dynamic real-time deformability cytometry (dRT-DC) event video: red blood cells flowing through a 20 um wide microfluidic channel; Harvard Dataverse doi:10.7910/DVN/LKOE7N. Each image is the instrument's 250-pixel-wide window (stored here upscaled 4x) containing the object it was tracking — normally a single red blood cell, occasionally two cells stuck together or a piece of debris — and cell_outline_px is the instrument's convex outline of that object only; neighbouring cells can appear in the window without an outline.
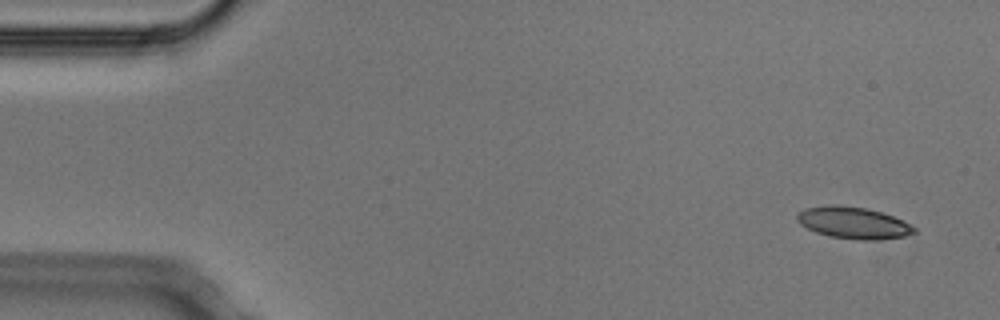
{"species": "Egyptian fruit bat (a non-hibernating species)", "species_latin": "Rousettus aegyptiacus", "temperature_condition": "cold", "stored_images_in_passage": 4, "camera_frame_rate_fps": 3000, "um_per_image_px": 0.085, "animal": {"sex": "male"}, "frame": {"image": 1, "passage_image": 1, "time_ms": 0.0, "image_size_px": [1000, 320], "cell_outline_px": [[916, 232], [904, 236], [872, 240], [860, 240], [832, 236], [816, 232], [800, 224], [796, 220], [796, 216], [804, 208], [832, 204], [836, 204], [864, 208], [880, 212], [892, 216], [916, 228]], "centroid_in_image_um": [72.49, 18.93], "position_along_channel_um": 12.5, "area_um2": 21.27}}
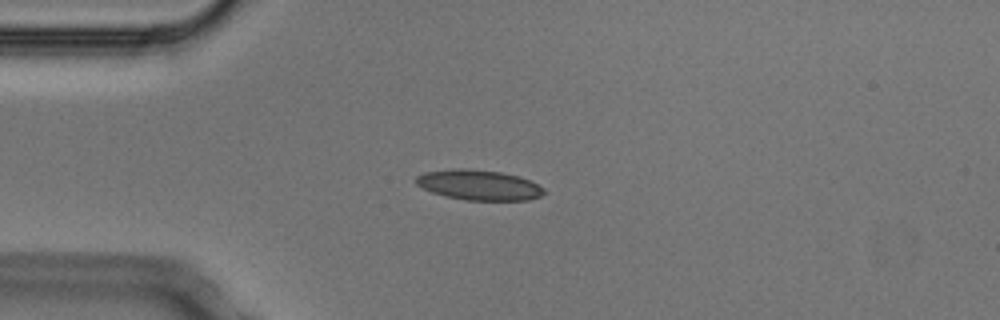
{"frame": {"image": 2, "passage_image": 4, "time_ms": 1.0, "image_size_px": [1000, 320], "cell_outline_px": [[544, 192], [540, 196], [528, 200], [468, 200], [444, 196], [432, 192], [416, 184], [416, 176], [424, 172], [452, 168], [464, 168], [500, 172], [520, 176], [544, 188]], "centroid_in_image_um": [40.68, 15.72], "position_along_channel_um": 44.3, "area_um2": 22.43}}